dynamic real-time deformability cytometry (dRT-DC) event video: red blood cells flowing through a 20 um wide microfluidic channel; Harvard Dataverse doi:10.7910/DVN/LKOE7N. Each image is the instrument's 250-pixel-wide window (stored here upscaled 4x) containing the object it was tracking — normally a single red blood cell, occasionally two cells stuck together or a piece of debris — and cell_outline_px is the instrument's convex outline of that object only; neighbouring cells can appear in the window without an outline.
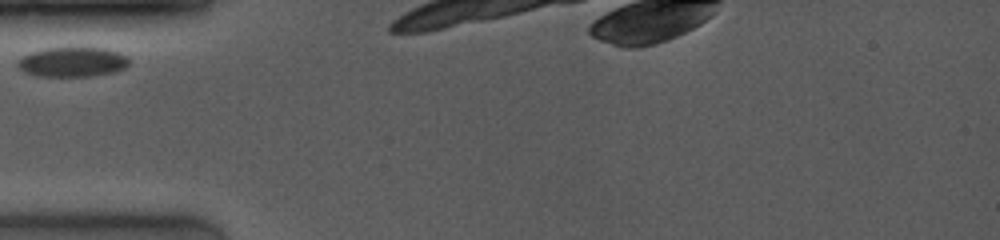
{"species": "common noctule bat (a hibernating species)", "species_latin": "Nyctalus noctula", "temperature_condition": "room temperature", "stored_images_in_passage": 6, "camera_frame_rate_fps": 4000, "um_per_image_px": 0.085, "animal": {"sex": "female", "body_mass_g": 19.0, "forearm_length_mm": 53.3}, "frame": {"image": 1, "passage_image": 1, "time_ms": 0.0, "image_size_px": [1000, 240], "cell_outline_px": [[128, 64], [124, 68], [116, 72], [92, 76], [36, 76], [24, 72], [16, 64], [20, 56], [28, 52], [44, 48], [104, 48], [116, 52], [124, 56], [128, 60]], "centroid_in_image_um": [6.09, 5.27], "position_along_channel_um": 78.9, "area_um2": 19.31}}